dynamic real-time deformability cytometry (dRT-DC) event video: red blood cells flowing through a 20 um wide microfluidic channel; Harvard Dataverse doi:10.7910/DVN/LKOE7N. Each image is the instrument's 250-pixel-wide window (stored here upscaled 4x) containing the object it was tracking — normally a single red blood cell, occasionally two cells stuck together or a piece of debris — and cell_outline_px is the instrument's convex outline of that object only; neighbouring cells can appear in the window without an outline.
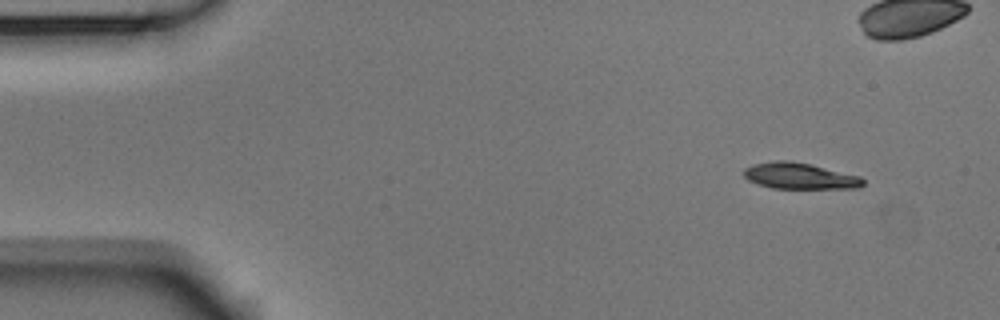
{"species": "Egyptian fruit bat (a non-hibernating species)", "species_latin": "Rousettus aegyptiacus", "temperature_condition": "room temperature", "stored_images_in_passage": 6, "camera_frame_rate_fps": 3000, "um_per_image_px": 0.085, "animal": {"sex": "male"}, "frame": {"image": 1, "passage_image": 1, "time_ms": 0.0, "image_size_px": [1000, 320], "cell_outline_px": [[864, 184], [860, 188], [772, 188], [748, 180], [744, 176], [744, 168], [752, 164], [776, 160], [792, 160], [812, 164], [860, 176], [864, 180]], "centroid_in_image_um": [67.98, 14.94], "position_along_channel_um": 17.0, "area_um2": 18.26}}
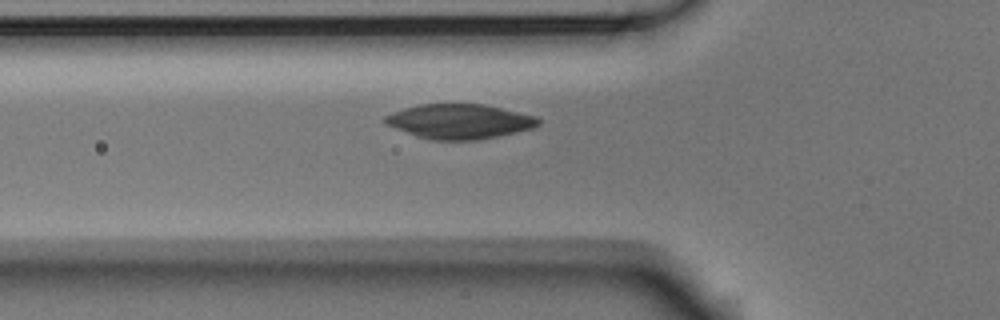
{"frame": {"image": 2, "passage_image": 6, "time_ms": 1.667, "image_size_px": [1000, 320], "cell_outline_px": [[540, 124], [532, 128], [516, 132], [476, 140], [432, 140], [416, 136], [396, 128], [380, 120], [384, 116], [392, 112], [404, 108], [420, 104], [484, 104], [536, 116], [540, 120]], "centroid_in_image_um": [39.03, 10.32], "position_along_channel_um": 86.8, "area_um2": 30.87}}